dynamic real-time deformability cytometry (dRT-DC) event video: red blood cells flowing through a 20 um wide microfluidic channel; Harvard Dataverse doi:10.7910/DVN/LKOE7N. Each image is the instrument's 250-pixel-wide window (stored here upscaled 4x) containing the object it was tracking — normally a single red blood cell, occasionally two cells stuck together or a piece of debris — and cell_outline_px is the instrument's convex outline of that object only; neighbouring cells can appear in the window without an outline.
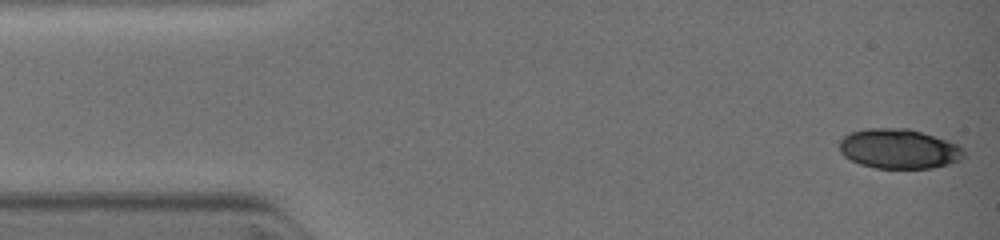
{"species": "common noctule bat (a hibernating species)", "species_latin": "Nyctalus noctula", "temperature_condition": "warm", "stored_images_in_passage": 7, "camera_frame_rate_fps": 3000, "um_per_image_px": 0.085, "animal": {"sex": "female", "body_mass_g": 19.0, "forearm_length_mm": 51.5}, "frame": {"image": 1, "passage_image": 1, "time_ms": 0.0, "image_size_px": [1000, 240], "cell_outline_px": [[964, 156], [960, 160], [948, 164], [932, 168], [876, 168], [860, 164], [844, 156], [840, 152], [840, 140], [844, 136], [852, 132], [876, 128], [904, 128], [920, 132], [956, 144], [964, 148]], "centroid_in_image_um": [76.4, 12.66], "position_along_channel_um": 8.6, "area_um2": 28.38}}